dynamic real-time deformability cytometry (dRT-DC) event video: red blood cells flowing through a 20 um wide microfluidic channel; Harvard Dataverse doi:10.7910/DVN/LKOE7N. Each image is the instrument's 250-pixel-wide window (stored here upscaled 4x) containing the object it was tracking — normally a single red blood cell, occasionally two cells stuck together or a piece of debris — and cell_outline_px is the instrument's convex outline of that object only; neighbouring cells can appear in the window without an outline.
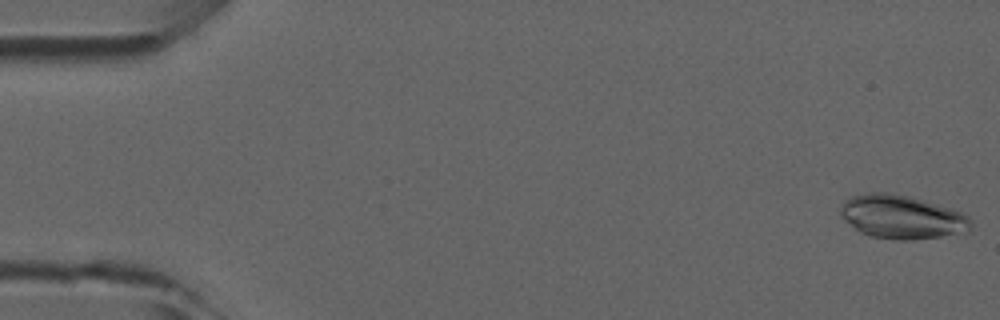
{"species": "common noctule bat (a hibernating species)", "species_latin": "Nyctalus noctula", "temperature_condition": "room temperature", "stored_images_in_passage": 10, "camera_frame_rate_fps": 3000, "um_per_image_px": 0.085, "animal": {"sex": "male", "forearm_length_mm": 52.5}, "frame": {"image": 1, "passage_image": 1, "time_ms": 0.0, "image_size_px": [1000, 320], "cell_outline_px": [[972, 228], [968, 232], [912, 240], [896, 240], [872, 236], [860, 232], [840, 216], [840, 204], [844, 200], [852, 196], [868, 192], [888, 192], [912, 196], [952, 208], [968, 216], [972, 220]], "centroid_in_image_um": [76.67, 18.42], "position_along_channel_um": 8.3, "area_um2": 33.52}}